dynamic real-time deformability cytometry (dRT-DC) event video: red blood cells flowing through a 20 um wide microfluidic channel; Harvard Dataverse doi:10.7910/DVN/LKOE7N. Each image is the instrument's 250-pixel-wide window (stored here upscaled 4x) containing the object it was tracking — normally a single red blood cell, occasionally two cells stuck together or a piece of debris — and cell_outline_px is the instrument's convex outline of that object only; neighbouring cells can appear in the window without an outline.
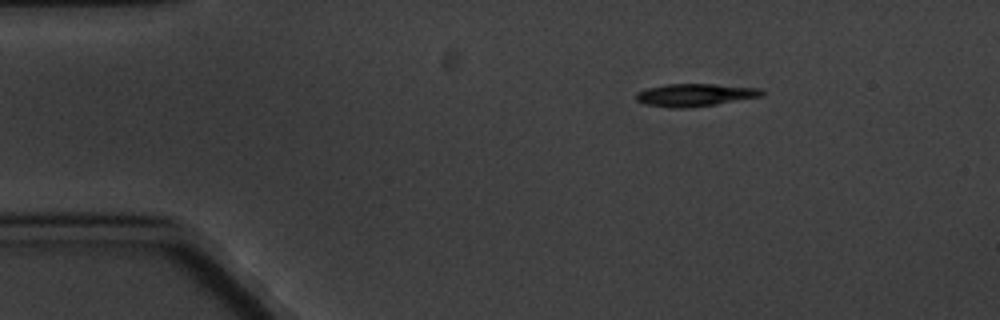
{"species": "common noctule bat (a hibernating species)", "species_latin": "Nyctalus noctula", "temperature_condition": "cold", "stored_images_in_passage": 3, "camera_frame_rate_fps": 3000, "um_per_image_px": 0.085, "animal": {"sex": "male", "body_mass_g": 20.1, "forearm_length_mm": 53.5}, "frame": {"image": 1, "passage_image": 1, "time_ms": 0.0, "image_size_px": [1000, 320], "cell_outline_px": [[764, 96], [716, 104], [688, 108], [672, 108], [644, 104], [636, 100], [636, 92], [648, 88], [668, 84], [716, 84], [760, 88], [764, 92]], "centroid_in_image_um": [59.09, 8.07], "position_along_channel_um": 25.9, "area_um2": 16.65}}